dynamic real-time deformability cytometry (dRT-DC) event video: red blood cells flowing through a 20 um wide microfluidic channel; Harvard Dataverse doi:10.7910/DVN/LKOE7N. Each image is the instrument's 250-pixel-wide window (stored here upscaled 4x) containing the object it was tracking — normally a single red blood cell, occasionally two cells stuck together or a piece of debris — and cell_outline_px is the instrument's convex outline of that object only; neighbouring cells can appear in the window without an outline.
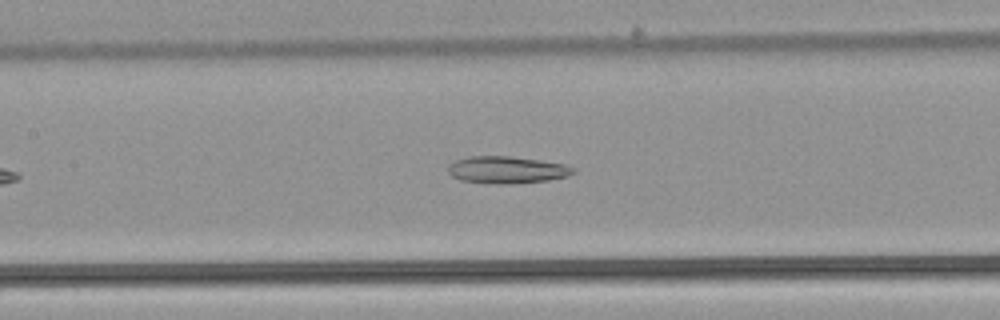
{"species": "common noctule bat (a hibernating species)", "species_latin": "Nyctalus noctula", "temperature_condition": "warm", "stored_images_in_passage": 42, "camera_frame_rate_fps": 3000, "um_per_image_px": 0.085, "animal": {"sex": "male", "body_mass_g": 21.5, "forearm_length_mm": 52.0}, "frame": {"image": 1, "passage_image": 14, "time_ms": 4.333, "image_size_px": [1000, 320], "cell_outline_px": [[576, 172], [568, 176], [548, 180], [512, 184], [488, 184], [460, 180], [452, 176], [448, 172], [448, 164], [456, 160], [468, 156], [508, 156], [540, 160], [564, 164], [576, 168]], "centroid_in_image_um": [43.07, 14.44], "position_along_channel_um": 164.3, "area_um2": 20.0}}
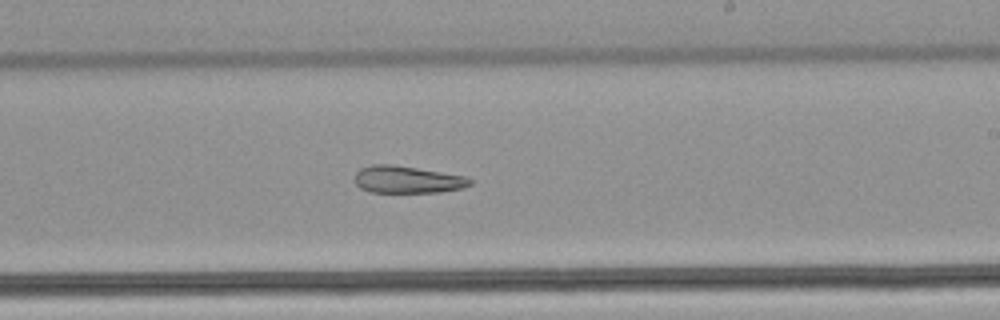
{"frame": {"image": 2, "passage_image": 21, "time_ms": 6.667, "image_size_px": [1000, 320], "cell_outline_px": [[472, 184], [460, 188], [440, 192], [372, 192], [360, 188], [356, 184], [356, 172], [360, 168], [372, 164], [392, 164], [464, 176], [472, 180]], "centroid_in_image_um": [34.59, 15.26], "position_along_channel_um": 254.4, "area_um2": 18.03}}
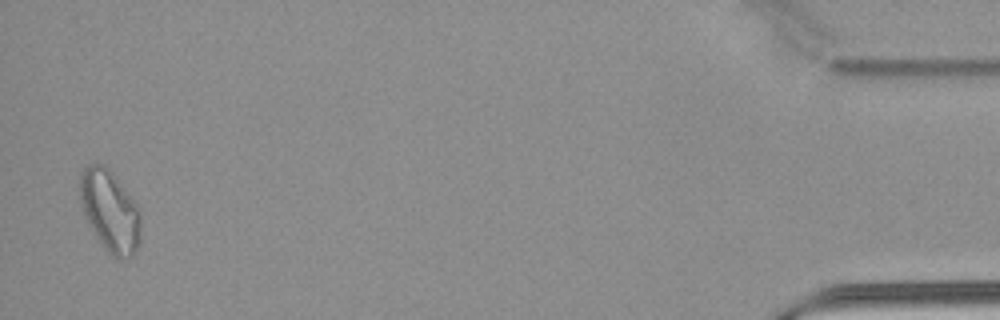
{"frame": {"image": 3, "passage_image": 41, "time_ms": 13.333, "image_size_px": [1000, 320], "cell_outline_px": [[140, 244], [136, 252], [128, 260], [120, 260], [112, 256], [100, 244], [88, 224], [84, 216], [80, 204], [80, 172], [88, 164], [104, 164], [112, 172], [140, 208]], "centroid_in_image_um": [9.35, 17.97], "position_along_channel_um": 425.8, "area_um2": 29.48}, "authors_computed_cell_mechanics": {"area_um2": 21.7617, "velocity_mm_per_s": 3.8784, "shape_relaxation_time_tau1_ms": null, "shape_relaxation_time_tau2_ms": 9.5463, "deformation_change_tau1": null, "deformation_change_tau2": 0.2237}}